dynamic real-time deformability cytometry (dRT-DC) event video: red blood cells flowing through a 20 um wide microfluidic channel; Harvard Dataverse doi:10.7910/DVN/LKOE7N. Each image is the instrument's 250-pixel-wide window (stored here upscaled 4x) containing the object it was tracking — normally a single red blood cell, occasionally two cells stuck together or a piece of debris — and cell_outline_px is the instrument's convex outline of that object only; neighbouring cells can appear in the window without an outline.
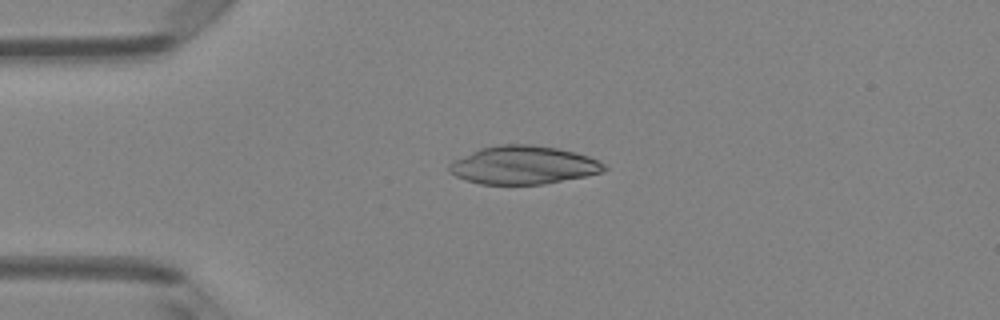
{"species": "Egyptian fruit bat (a non-hibernating species)", "species_latin": "Rousettus aegyptiacus", "temperature_condition": "room temperature", "stored_images_in_passage": 37, "camera_frame_rate_fps": 3000, "um_per_image_px": 0.085, "animal": {"sex": "female"}, "frame": {"image": 1, "passage_image": 1, "time_ms": 0.0, "image_size_px": [1000, 320], "cell_outline_px": [[608, 168], [604, 172], [544, 184], [480, 184], [456, 176], [448, 172], [448, 164], [452, 160], [480, 148], [500, 144], [532, 144], [556, 148], [576, 152], [588, 156], [604, 164]], "centroid_in_image_um": [44.46, 14.02], "position_along_channel_um": 40.5, "area_um2": 34.56}}
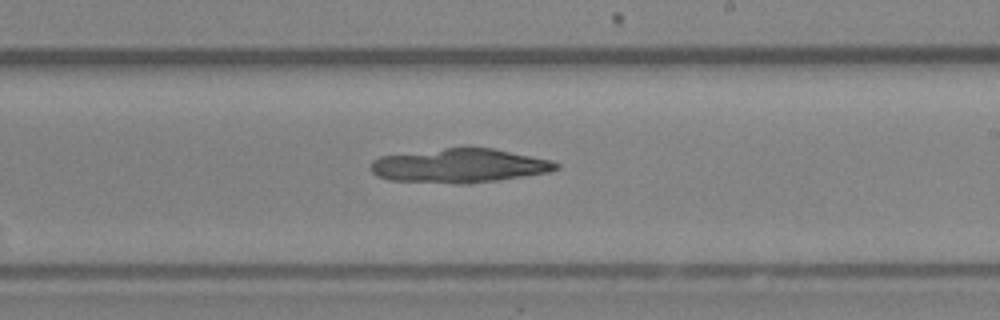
{"frame": {"image": 2, "passage_image": 18, "time_ms": 5.667, "image_size_px": [1000, 320], "cell_outline_px": [[560, 168], [552, 172], [468, 184], [456, 184], [388, 180], [376, 176], [368, 168], [372, 160], [380, 156], [444, 148], [492, 148], [552, 160], [560, 164]], "centroid_in_image_um": [39.04, 14.1], "position_along_channel_um": 250.0, "area_um2": 36.99}}
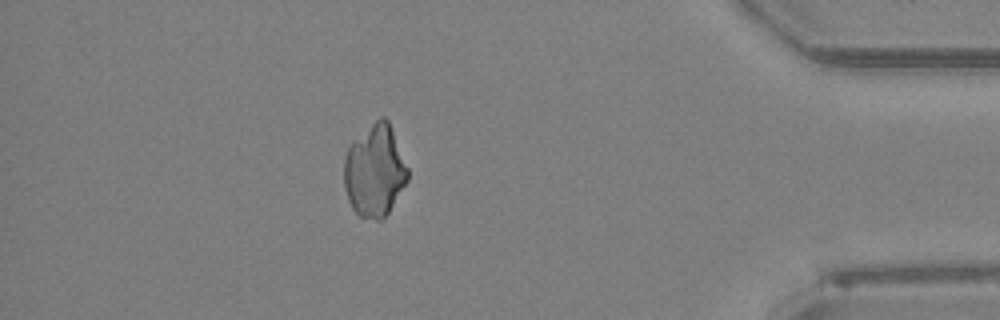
{"frame": {"image": 3, "passage_image": 32, "time_ms": 10.333, "image_size_px": [1000, 320], "cell_outline_px": [[408, 180], [384, 220], [376, 220], [360, 216], [352, 208], [348, 200], [344, 188], [344, 156], [348, 148], [380, 116], [384, 116], [388, 120], [408, 168]], "centroid_in_image_um": [31.85, 14.57], "position_along_channel_um": 403.3, "area_um2": 33.87}}